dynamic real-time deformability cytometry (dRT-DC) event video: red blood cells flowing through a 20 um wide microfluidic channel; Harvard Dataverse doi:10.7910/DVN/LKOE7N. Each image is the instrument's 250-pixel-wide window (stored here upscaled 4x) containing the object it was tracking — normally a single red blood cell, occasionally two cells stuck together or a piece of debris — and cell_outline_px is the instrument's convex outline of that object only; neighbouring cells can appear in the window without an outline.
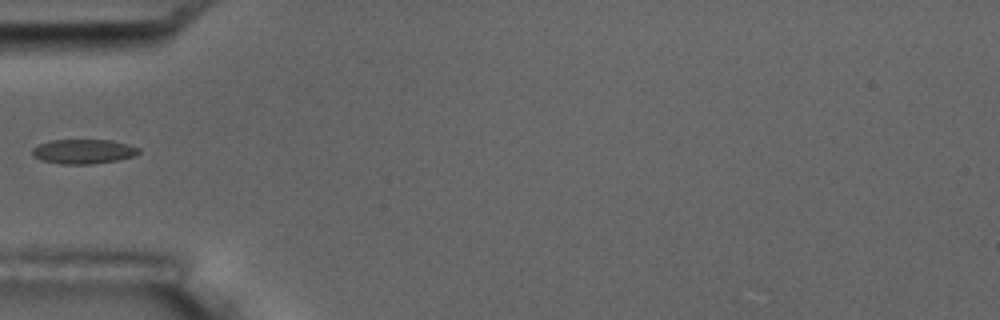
{"species": "common noctule bat (a hibernating species)", "species_latin": "Nyctalus noctula", "temperature_condition": "room temperature", "stored_images_in_passage": 4, "camera_frame_rate_fps": 3000, "um_per_image_px": 0.085, "animal": {"sex": "male", "body_mass_g": 17.5, "forearm_length_mm": 52.3}, "frame": {"image": 1, "passage_image": 4, "time_ms": 4.333, "image_size_px": [1000, 320], "cell_outline_px": [[140, 152], [136, 156], [116, 160], [92, 164], [60, 164], [44, 160], [32, 156], [32, 148], [40, 144], [52, 140], [112, 140], [128, 144], [140, 148]], "centroid_in_image_um": [7.12, 12.87], "position_along_channel_um": 77.9, "area_um2": 15.2}}